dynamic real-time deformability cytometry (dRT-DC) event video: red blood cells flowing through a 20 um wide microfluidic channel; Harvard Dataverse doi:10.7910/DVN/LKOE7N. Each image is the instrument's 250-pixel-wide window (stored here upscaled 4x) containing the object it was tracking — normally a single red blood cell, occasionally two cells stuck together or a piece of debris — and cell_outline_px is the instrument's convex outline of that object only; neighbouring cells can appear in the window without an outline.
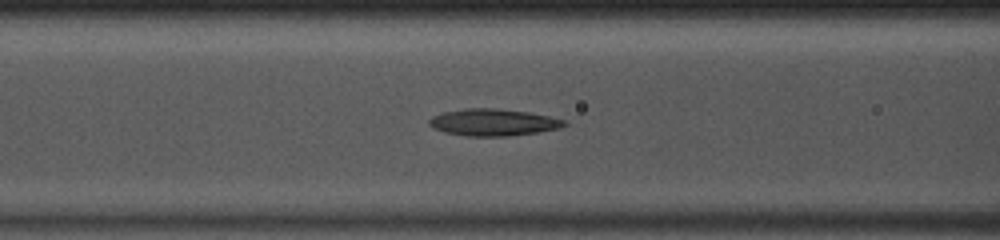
{"species": "common noctule bat (a hibernating species)", "species_latin": "Nyctalus noctula", "temperature_condition": "room temperature", "stored_images_in_passage": 41, "camera_frame_rate_fps": 3000, "um_per_image_px": 0.085, "animal": {"sex": "male", "body_mass_g": 13.0, "forearm_length_mm": 53.1}, "frame": {"image": 1, "passage_image": 12, "time_ms": 3.667, "image_size_px": [1000, 240], "cell_outline_px": [[568, 124], [560, 128], [536, 132], [508, 136], [468, 136], [444, 132], [428, 124], [428, 120], [432, 116], [444, 112], [464, 108], [496, 108], [528, 112], [548, 116], [564, 120]], "centroid_in_image_um": [41.91, 10.39], "position_along_channel_um": 124.7, "area_um2": 21.04}}
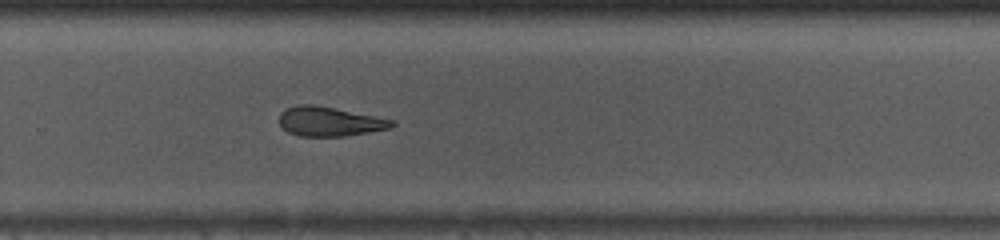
{"frame": {"image": 2, "passage_image": 25, "time_ms": 8.0, "image_size_px": [1000, 240], "cell_outline_px": [[396, 124], [388, 128], [368, 132], [344, 136], [300, 136], [288, 132], [280, 124], [280, 112], [284, 108], [300, 104], [312, 104], [396, 120]], "centroid_in_image_um": [27.99, 10.32], "position_along_channel_um": 301.8, "area_um2": 19.13}}
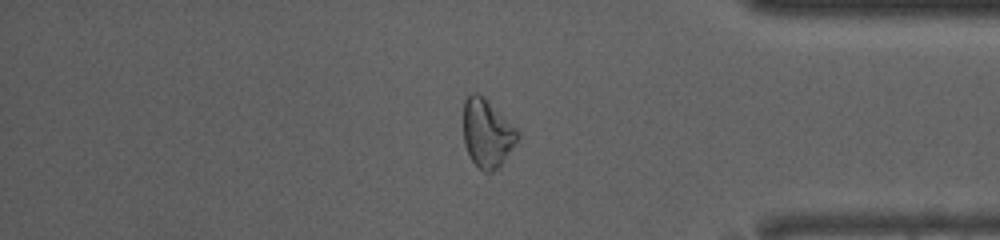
{"frame": {"image": 3, "passage_image": 33, "time_ms": 10.667, "image_size_px": [1000, 240], "cell_outline_px": [[520, 136], [504, 160], [492, 172], [484, 172], [472, 160], [464, 144], [464, 100], [472, 92], [476, 92], [484, 96], [520, 132]], "centroid_in_image_um": [41.4, 11.29], "position_along_channel_um": 393.8, "area_um2": 21.33}, "authors_computed_cell_mechanics": {"area_um2": 21.2126, "velocity_mm_per_s": 4.0966, "shape_relaxation_time_tau1_ms": null, "shape_relaxation_time_tau2_ms": 5.2283, "deformation_change_tau1": null, "deformation_change_tau2": 0.1594}}